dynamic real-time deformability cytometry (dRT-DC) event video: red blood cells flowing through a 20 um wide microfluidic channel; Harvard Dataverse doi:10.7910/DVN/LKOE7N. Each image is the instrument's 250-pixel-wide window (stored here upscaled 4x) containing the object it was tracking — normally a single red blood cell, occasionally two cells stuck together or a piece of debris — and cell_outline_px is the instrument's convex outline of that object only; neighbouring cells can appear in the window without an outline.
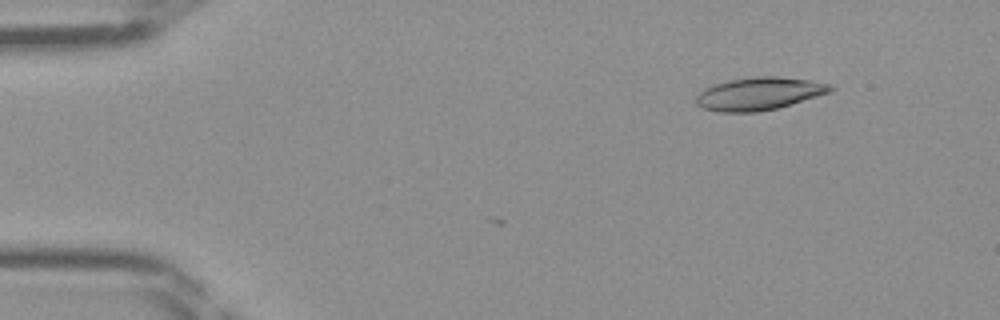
{"species": "Egyptian fruit bat (a non-hibernating species)", "species_latin": "Rousettus aegyptiacus", "temperature_condition": "room temperature", "stored_images_in_passage": 2, "camera_frame_rate_fps": 3000, "um_per_image_px": 0.085, "frame": {"image": 1, "passage_image": 2, "time_ms": 0.333, "image_size_px": [1000, 320], "cell_outline_px": [[836, 88], [832, 92], [776, 108], [756, 112], [720, 112], [704, 108], [696, 104], [696, 96], [704, 88], [728, 80], [756, 76], [776, 76], [812, 80], [832, 84]], "centroid_in_image_um": [64.56, 7.95], "position_along_channel_um": 20.4, "area_um2": 25.66}}